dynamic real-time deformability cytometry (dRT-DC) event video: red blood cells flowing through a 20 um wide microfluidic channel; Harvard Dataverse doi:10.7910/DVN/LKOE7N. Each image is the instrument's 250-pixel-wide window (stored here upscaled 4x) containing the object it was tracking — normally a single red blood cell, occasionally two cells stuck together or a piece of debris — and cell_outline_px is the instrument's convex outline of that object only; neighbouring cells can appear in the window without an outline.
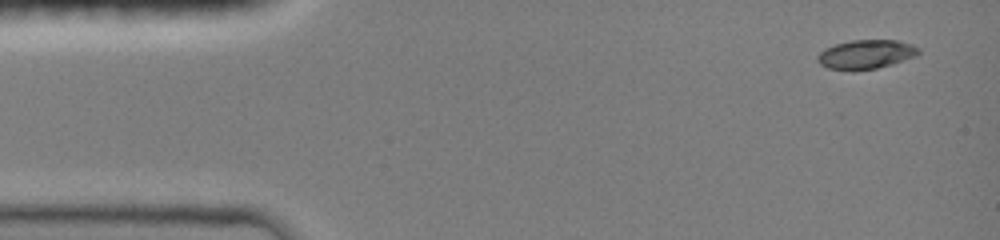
{"species": "common noctule bat (a hibernating species)", "species_latin": "Nyctalus noctula", "temperature_condition": "room temperature", "stored_images_in_passage": 22, "camera_frame_rate_fps": 3000, "um_per_image_px": 0.085, "animal": {"sex": "female", "body_mass_g": 19.0, "forearm_length_mm": 51.5}, "frame": {"image": 1, "passage_image": 1, "time_ms": 0.0, "image_size_px": [1000, 240], "cell_outline_px": [[920, 52], [916, 56], [892, 64], [876, 68], [852, 72], [828, 68], [820, 64], [816, 60], [816, 56], [820, 52], [836, 44], [852, 40], [896, 40], [912, 44], [920, 48]], "centroid_in_image_um": [73.61, 4.64], "position_along_channel_um": 11.4, "area_um2": 17.28}}
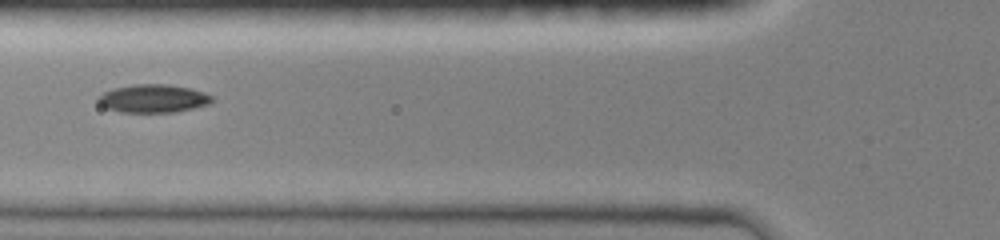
{"frame": {"image": 2, "passage_image": 13, "time_ms": 5.0, "image_size_px": [1000, 240], "cell_outline_px": [[212, 100], [208, 104], [176, 112], [120, 112], [108, 108], [100, 104], [100, 96], [104, 92], [112, 88], [136, 84], [168, 84], [188, 88], [204, 92], [212, 96]], "centroid_in_image_um": [13.03, 8.37], "position_along_channel_um": 112.8, "area_um2": 18.38}}
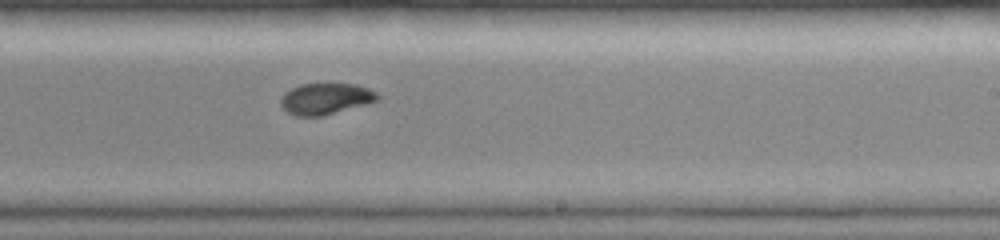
{"frame": {"image": 3, "passage_image": 22, "time_ms": 8.667, "image_size_px": [1000, 240], "cell_outline_px": [[380, 96], [376, 100], [368, 104], [320, 116], [296, 116], [288, 112], [280, 104], [280, 100], [284, 92], [300, 84], [356, 84], [368, 88], [376, 92]], "centroid_in_image_um": [27.67, 8.39], "position_along_channel_um": 261.3, "area_um2": 17.51}}